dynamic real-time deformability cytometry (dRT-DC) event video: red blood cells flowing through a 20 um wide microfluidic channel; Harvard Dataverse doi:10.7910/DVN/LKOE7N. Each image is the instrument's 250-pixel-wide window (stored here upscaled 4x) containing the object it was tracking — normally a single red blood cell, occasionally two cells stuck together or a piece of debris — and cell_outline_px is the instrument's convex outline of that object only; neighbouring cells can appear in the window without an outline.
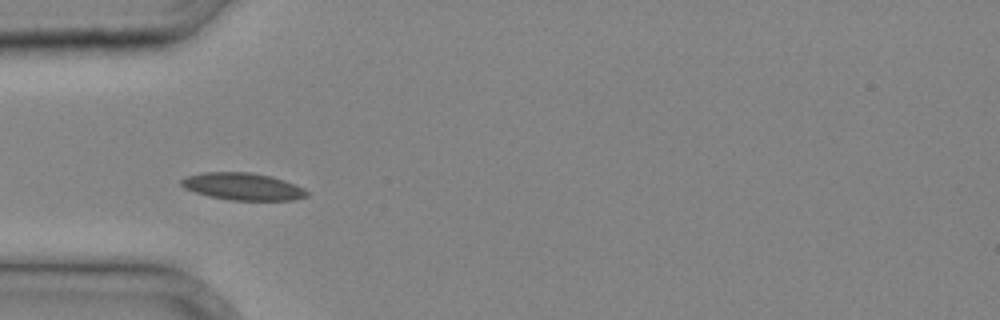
{"species": "common noctule bat (a hibernating species)", "species_latin": "Nyctalus noctula", "temperature_condition": "cold", "stored_images_in_passage": 26, "camera_frame_rate_fps": 3000, "um_per_image_px": 0.085, "animal": {"sex": "male", "body_mass_g": 20.4}, "frame": {"image": 1, "passage_image": 1, "time_ms": 0.0, "image_size_px": [1000, 320], "cell_outline_px": [[308, 196], [292, 200], [232, 200], [208, 196], [184, 188], [180, 184], [180, 180], [184, 176], [204, 172], [252, 172], [272, 176], [296, 184], [304, 188], [308, 192]], "centroid_in_image_um": [20.63, 15.84], "position_along_channel_um": 64.4, "area_um2": 20.06}}
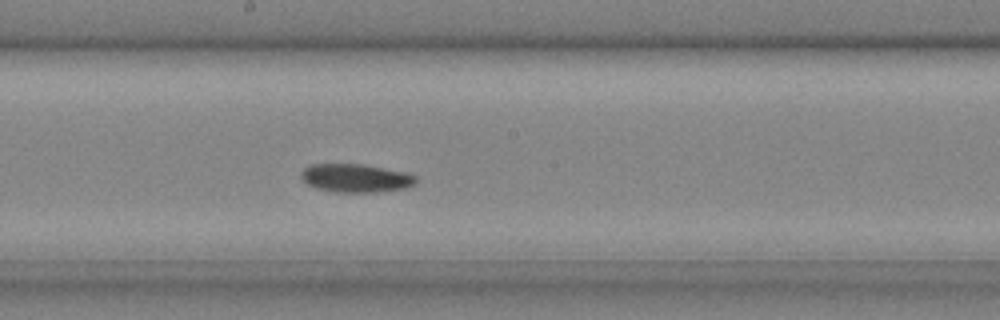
{"frame": {"image": 2, "passage_image": 10, "time_ms": 3.0, "image_size_px": [1000, 320], "cell_outline_px": [[416, 184], [404, 188], [380, 192], [336, 192], [316, 188], [308, 184], [300, 176], [300, 172], [304, 168], [312, 164], [364, 164], [404, 172], [416, 176]], "centroid_in_image_um": [30.23, 15.14], "position_along_channel_um": 218.0, "area_um2": 18.96}}
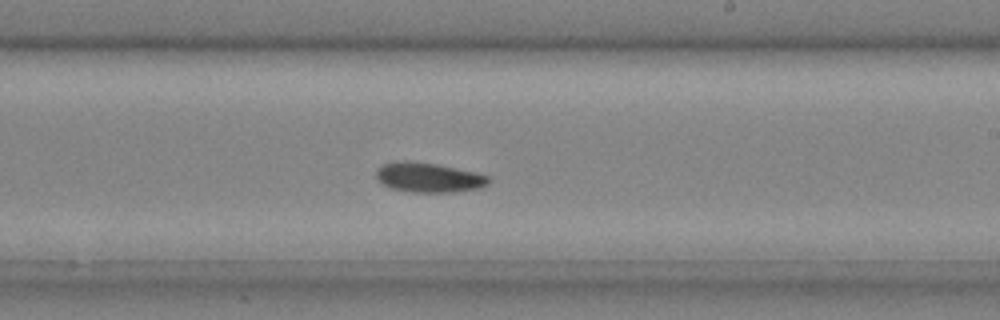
{"frame": {"image": 3, "passage_image": 12, "time_ms": 3.667, "image_size_px": [1000, 320], "cell_outline_px": [[492, 180], [488, 184], [480, 188], [452, 192], [412, 192], [388, 188], [376, 176], [376, 168], [380, 164], [396, 160], [408, 160], [436, 164], [476, 172], [488, 176]], "centroid_in_image_um": [36.41, 15.07], "position_along_channel_um": 252.6, "area_um2": 19.71}}